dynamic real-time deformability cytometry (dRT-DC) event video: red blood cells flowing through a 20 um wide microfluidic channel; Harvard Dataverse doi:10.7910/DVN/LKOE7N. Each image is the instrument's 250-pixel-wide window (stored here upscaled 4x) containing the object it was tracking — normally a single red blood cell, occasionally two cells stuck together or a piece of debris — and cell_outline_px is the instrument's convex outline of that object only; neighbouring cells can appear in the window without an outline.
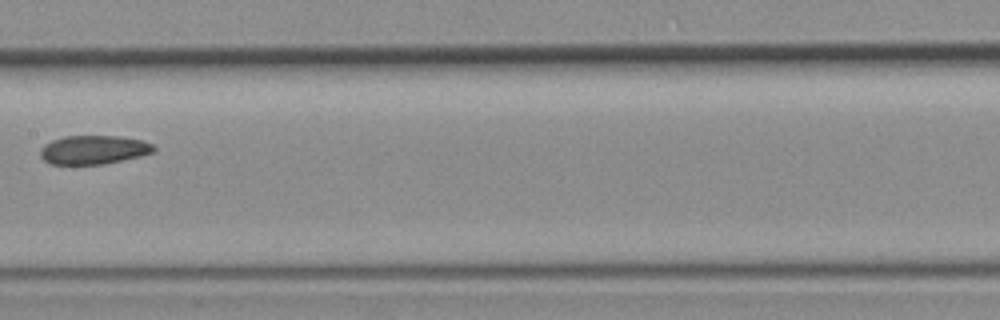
{"species": "common noctule bat (a hibernating species)", "species_latin": "Nyctalus noctula", "temperature_condition": "room temperature", "stored_images_in_passage": 8, "camera_frame_rate_fps": 3000, "um_per_image_px": 0.085, "animal": {"sex": "female", "body_mass_g": 19.3, "forearm_length_mm": 54.1}, "frame": {"image": 1, "passage_image": 8, "time_ms": 2.333, "image_size_px": [1000, 320], "cell_outline_px": [[156, 148], [152, 152], [140, 156], [104, 164], [52, 164], [44, 160], [40, 156], [40, 148], [44, 144], [52, 140], [64, 136], [116, 136], [140, 140], [152, 144]], "centroid_in_image_um": [7.91, 12.73], "position_along_channel_um": 199.5, "area_um2": 18.9}}